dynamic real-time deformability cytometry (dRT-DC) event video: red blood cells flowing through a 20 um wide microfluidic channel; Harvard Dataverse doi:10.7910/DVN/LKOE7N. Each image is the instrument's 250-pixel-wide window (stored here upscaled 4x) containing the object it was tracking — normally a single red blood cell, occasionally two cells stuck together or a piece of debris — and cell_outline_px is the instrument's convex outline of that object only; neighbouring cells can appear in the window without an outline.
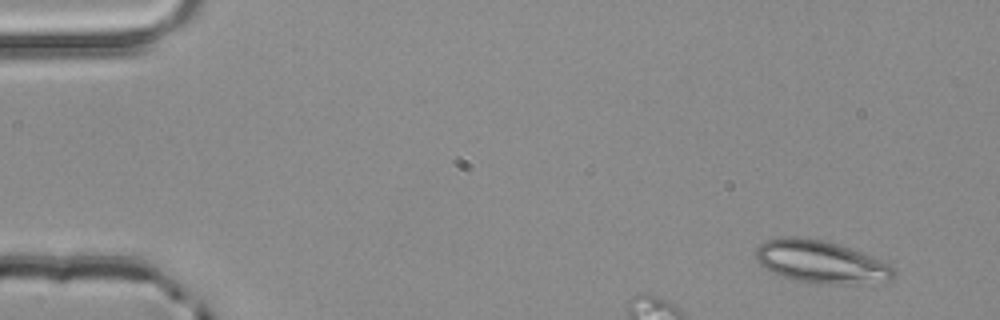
{"species": "common noctule bat (a hibernating species)", "species_latin": "Nyctalus noctula", "temperature_condition": "room temperature", "stored_images_in_passage": 3, "camera_frame_rate_fps": 3000, "um_per_image_px": 0.085, "animal": {"sex": "male", "body_mass_g": 20.4}, "frame": {"image": 1, "passage_image": 1, "time_ms": 0.0, "image_size_px": [1000, 320], "cell_outline_px": [[896, 276], [892, 280], [844, 284], [832, 284], [796, 280], [772, 272], [760, 264], [756, 260], [756, 248], [764, 240], [784, 236], [796, 236], [824, 240], [872, 256], [896, 268]], "centroid_in_image_um": [69.77, 22.24], "position_along_channel_um": 15.2, "area_um2": 33.93}}